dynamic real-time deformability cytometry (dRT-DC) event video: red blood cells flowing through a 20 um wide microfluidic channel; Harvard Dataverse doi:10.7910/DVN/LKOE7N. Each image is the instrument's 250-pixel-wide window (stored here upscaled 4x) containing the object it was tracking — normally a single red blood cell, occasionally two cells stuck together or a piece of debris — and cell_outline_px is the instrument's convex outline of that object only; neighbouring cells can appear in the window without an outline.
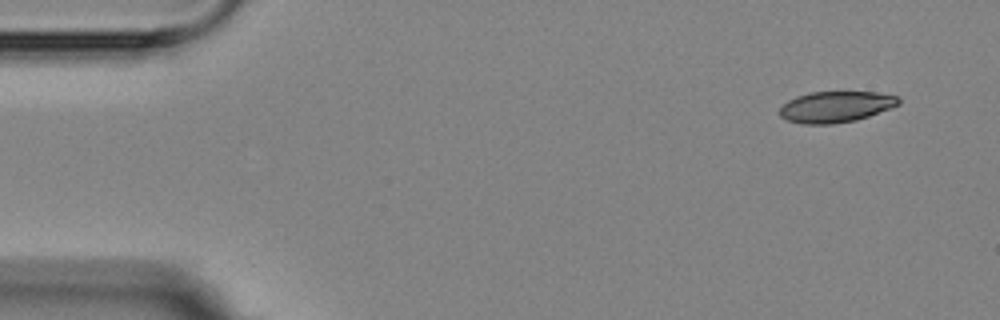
{"species": "Egyptian fruit bat (a non-hibernating species)", "species_latin": "Rousettus aegyptiacus", "temperature_condition": "room temperature", "stored_images_in_passage": 7, "camera_frame_rate_fps": 3000, "um_per_image_px": 0.085, "animal": {"sex": "female"}, "frame": {"image": 1, "passage_image": 1, "time_ms": 0.0, "image_size_px": [1000, 320], "cell_outline_px": [[900, 104], [868, 116], [856, 120], [832, 124], [804, 124], [788, 120], [780, 116], [780, 108], [788, 100], [796, 96], [808, 92], [876, 92], [900, 96]], "centroid_in_image_um": [71.05, 9.07], "position_along_channel_um": 14.0, "area_um2": 21.5}}
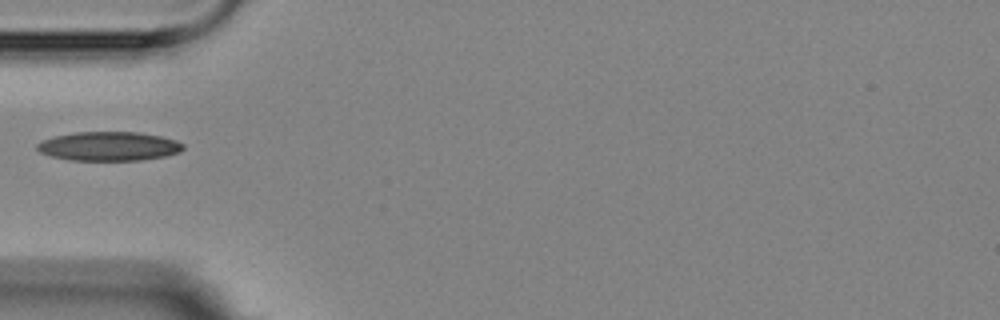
{"frame": {"image": 2, "passage_image": 5, "time_ms": 4.667, "image_size_px": [1000, 320], "cell_outline_px": [[184, 148], [180, 152], [168, 156], [140, 160], [72, 160], [52, 156], [40, 152], [36, 148], [36, 144], [52, 136], [72, 132], [140, 132], [160, 136], [176, 140], [184, 144]], "centroid_in_image_um": [9.28, 12.42], "position_along_channel_um": 75.7, "area_um2": 24.85}}
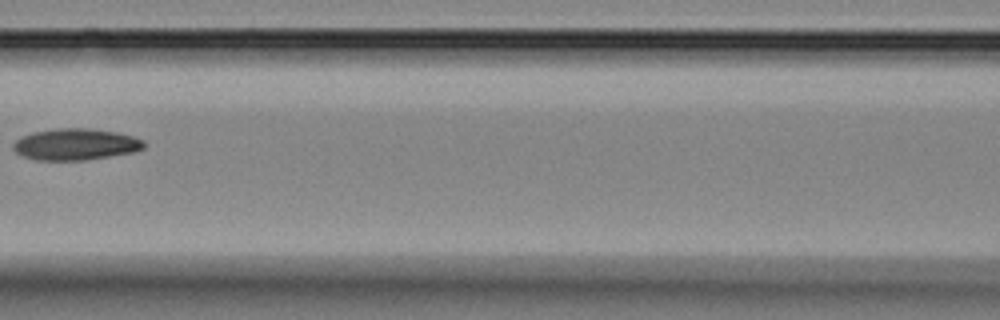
{"frame": {"image": 3, "passage_image": 7, "time_ms": 7.0, "image_size_px": [1000, 320], "cell_outline_px": [[144, 148], [132, 152], [84, 160], [36, 160], [20, 156], [12, 148], [12, 144], [16, 140], [32, 132], [56, 128], [88, 128], [116, 132], [132, 136], [144, 140]], "centroid_in_image_um": [6.38, 12.27], "position_along_channel_um": 160.2, "area_um2": 23.93}}